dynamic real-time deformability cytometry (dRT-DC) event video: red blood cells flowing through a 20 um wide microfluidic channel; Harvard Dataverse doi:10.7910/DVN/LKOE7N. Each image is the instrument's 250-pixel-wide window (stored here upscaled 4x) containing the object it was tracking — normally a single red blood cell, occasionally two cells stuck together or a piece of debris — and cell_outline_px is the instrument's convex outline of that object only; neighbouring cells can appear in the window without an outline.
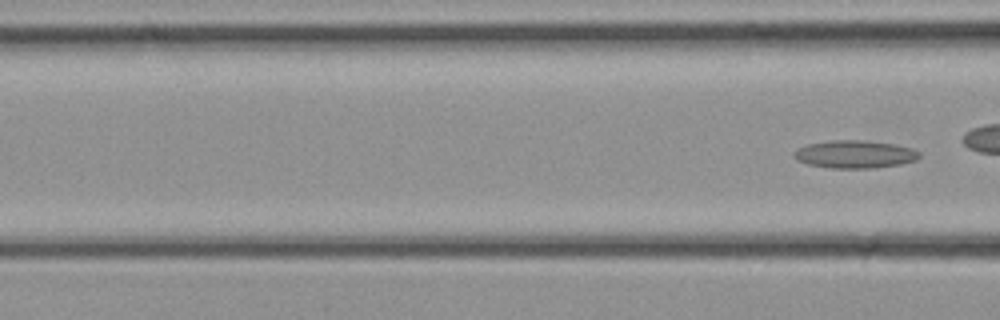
{"species": "common noctule bat (a hibernating species)", "species_latin": "Nyctalus noctula", "temperature_condition": "cold", "stored_images_in_passage": 4, "segment_of_instrument_passage": [2, 2], "camera_frame_rate_fps": 3000, "um_per_image_px": 0.085, "animal": {"sex": "female", "body_mass_g": 21.9}, "frame": {"image": 1, "passage_image": 4, "time_ms": 1.0, "image_size_px": [1000, 320], "cell_outline_px": [[920, 156], [916, 160], [900, 164], [872, 168], [832, 168], [808, 164], [796, 160], [792, 156], [792, 152], [808, 144], [832, 140], [864, 140], [892, 144], [912, 148], [920, 152]], "centroid_in_image_um": [72.64, 13.11], "position_along_channel_um": 94.0, "area_um2": 20.23}}